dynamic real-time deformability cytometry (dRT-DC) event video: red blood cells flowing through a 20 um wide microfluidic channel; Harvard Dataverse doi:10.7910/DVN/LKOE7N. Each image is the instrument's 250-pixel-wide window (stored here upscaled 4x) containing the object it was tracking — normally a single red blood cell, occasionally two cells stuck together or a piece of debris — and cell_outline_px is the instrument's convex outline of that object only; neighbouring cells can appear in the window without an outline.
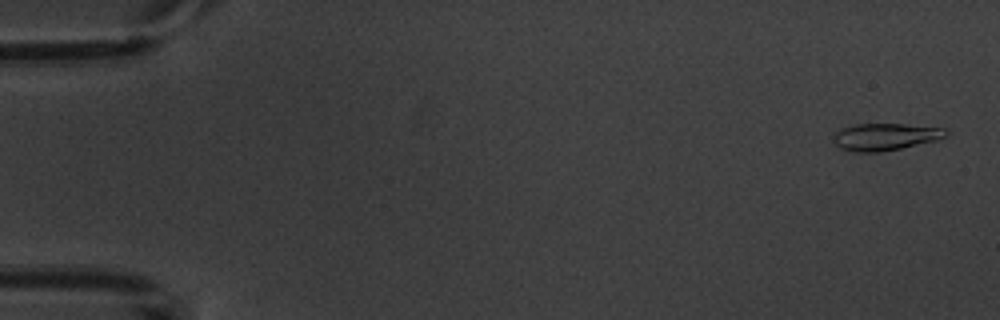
{"species": "common noctule bat (a hibernating species)", "species_latin": "Nyctalus noctula", "temperature_condition": "warm", "stored_images_in_passage": 5, "camera_frame_rate_fps": 3000, "um_per_image_px": 0.085, "animal": {"sex": "male", "body_mass_g": 20.1, "forearm_length_mm": 53.5}, "frame": {"image": 1, "passage_image": 1, "time_ms": 0.0, "image_size_px": [1000, 320], "cell_outline_px": [[948, 132], [944, 136], [936, 140], [900, 148], [880, 152], [852, 152], [840, 148], [832, 140], [836, 132], [840, 128], [856, 124], [904, 124], [944, 128]], "centroid_in_image_um": [75.19, 11.62], "position_along_channel_um": 9.8, "area_um2": 17.63}}